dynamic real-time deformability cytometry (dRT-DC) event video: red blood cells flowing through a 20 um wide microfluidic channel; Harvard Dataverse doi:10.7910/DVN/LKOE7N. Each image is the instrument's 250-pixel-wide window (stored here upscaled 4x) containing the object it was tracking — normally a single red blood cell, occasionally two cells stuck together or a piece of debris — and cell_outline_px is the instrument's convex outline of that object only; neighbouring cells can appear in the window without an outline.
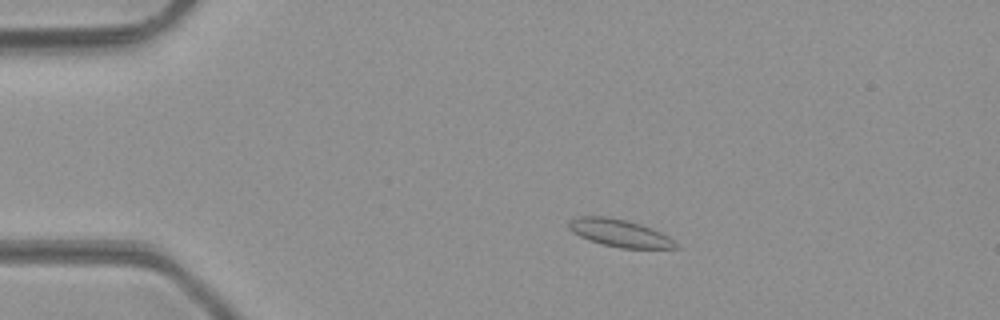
{"species": "common noctule bat (a hibernating species)", "species_latin": "Nyctalus noctula", "temperature_condition": "room temperature", "stored_images_in_passage": 43, "camera_frame_rate_fps": 3000, "um_per_image_px": 0.085, "animal": {"sex": "male", "body_mass_g": 23.1, "forearm_length_mm": 52.7}, "frame": {"image": 1, "passage_image": 4, "time_ms": 1.0, "image_size_px": [1000, 320], "cell_outline_px": [[680, 248], [620, 248], [588, 240], [572, 232], [568, 228], [568, 220], [576, 216], [608, 216], [628, 220], [652, 228], [668, 236]], "centroid_in_image_um": [52.62, 19.79], "position_along_channel_um": 32.4, "area_um2": 17.17}}
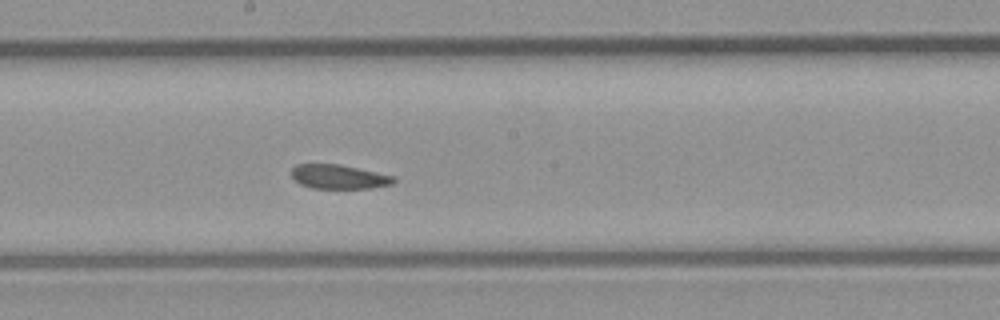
{"frame": {"image": 2, "passage_image": 21, "time_ms": 6.667, "image_size_px": [1000, 320], "cell_outline_px": [[396, 180], [392, 184], [372, 188], [312, 188], [300, 184], [292, 176], [292, 168], [296, 164], [340, 164], [396, 176]], "centroid_in_image_um": [28.83, 15.02], "position_along_channel_um": 219.4, "area_um2": 14.45}}
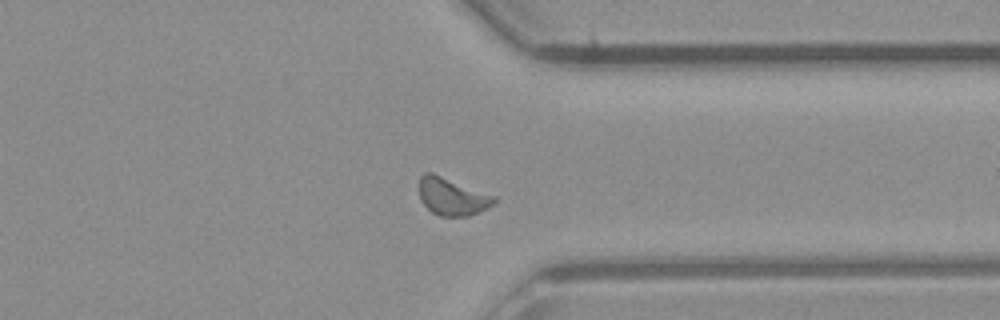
{"frame": {"image": 3, "passage_image": 32, "time_ms": 10.333, "image_size_px": [1000, 320], "cell_outline_px": [[496, 200], [488, 208], [468, 216], [440, 216], [432, 212], [420, 200], [420, 176], [424, 172], [432, 172], [496, 196]], "centroid_in_image_um": [38.43, 16.7], "position_along_channel_um": 373.0, "area_um2": 16.3}}